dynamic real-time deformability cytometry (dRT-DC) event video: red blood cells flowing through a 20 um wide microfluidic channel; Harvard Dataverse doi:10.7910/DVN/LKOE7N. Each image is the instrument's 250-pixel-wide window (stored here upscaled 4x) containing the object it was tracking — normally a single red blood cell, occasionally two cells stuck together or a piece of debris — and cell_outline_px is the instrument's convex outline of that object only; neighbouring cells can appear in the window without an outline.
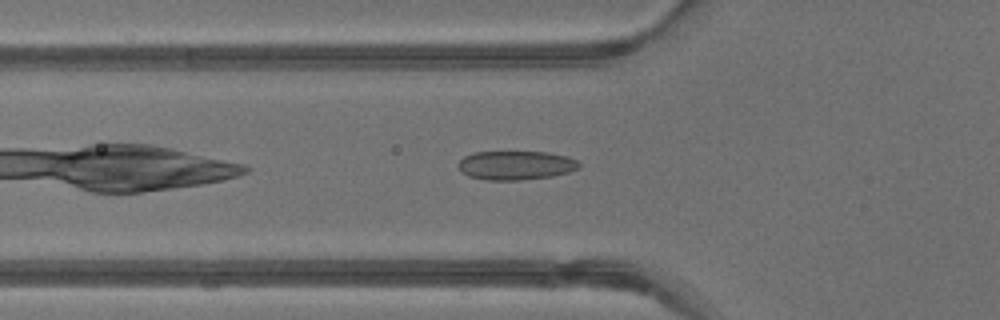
{"species": "common noctule bat (a hibernating species)", "species_latin": "Nyctalus noctula", "temperature_condition": "warm", "stored_images_in_passage": 32, "camera_frame_rate_fps": 3000, "um_per_image_px": 0.085, "animal": {"sex": "male", "body_mass_g": 13.3}, "frame": {"image": 1, "passage_image": 4, "time_ms": 1.0, "image_size_px": [1000, 320], "cell_outline_px": [[580, 168], [568, 172], [552, 176], [520, 180], [488, 180], [468, 176], [456, 164], [464, 156], [476, 152], [548, 152], [568, 156], [576, 160], [580, 164]], "centroid_in_image_um": [43.86, 14.05], "position_along_channel_um": 81.9, "area_um2": 20.35}}
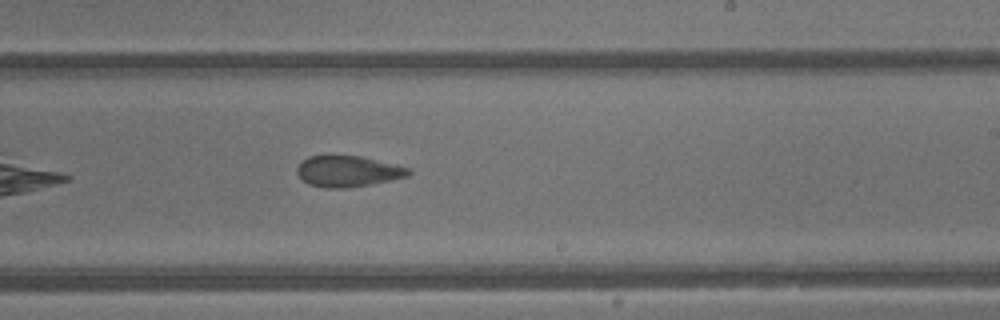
{"frame": {"image": 2, "passage_image": 15, "time_ms": 4.667, "image_size_px": [1000, 320], "cell_outline_px": [[412, 172], [408, 176], [372, 184], [344, 188], [324, 188], [308, 184], [296, 172], [296, 168], [308, 156], [328, 152], [364, 156], [412, 168]], "centroid_in_image_um": [29.57, 14.5], "position_along_channel_um": 259.4, "area_um2": 21.04}}
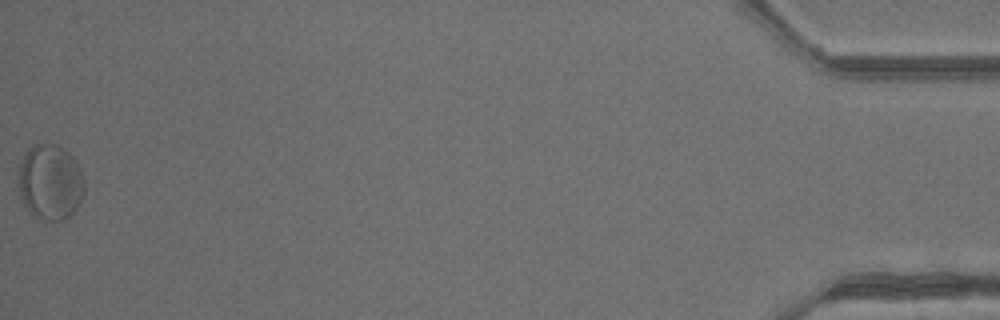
{"frame": {"image": 3, "passage_image": 32, "time_ms": 10.333, "image_size_px": [1000, 320], "cell_outline_px": [[84, 192], [80, 204], [64, 220], [44, 220], [36, 216], [24, 204], [20, 188], [20, 164], [24, 152], [32, 144], [56, 144], [64, 148], [76, 160], [80, 168], [84, 180]], "centroid_in_image_um": [4.31, 15.44], "position_along_channel_um": 430.9, "area_um2": 28.84}, "authors_computed_cell_mechanics": {"area_um2": 21.097, "velocity_mm_per_s": 4.8331, "shape_relaxation_time_tau1_ms": 9.462, "shape_relaxation_time_tau2_ms": 0.967, "deformation_change_tau1": 0.1757, "deformation_change_tau2": 0.0551}}